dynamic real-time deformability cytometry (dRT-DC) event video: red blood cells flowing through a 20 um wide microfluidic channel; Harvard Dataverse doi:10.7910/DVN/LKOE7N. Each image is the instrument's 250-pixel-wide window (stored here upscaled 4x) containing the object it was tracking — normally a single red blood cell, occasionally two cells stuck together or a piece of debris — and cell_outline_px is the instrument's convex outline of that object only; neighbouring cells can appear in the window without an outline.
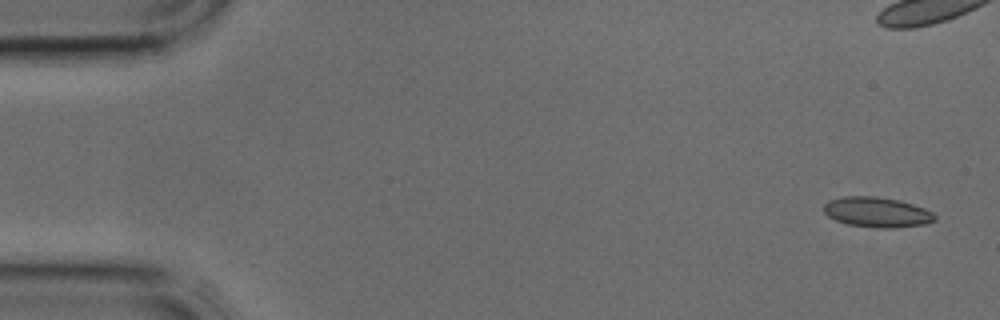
{"species": "common noctule bat (a hibernating species)", "species_latin": "Nyctalus noctula", "temperature_condition": "cold", "stored_images_in_passage": 6, "camera_frame_rate_fps": 3000, "um_per_image_px": 0.085, "animal": {"sex": "male", "body_mass_g": 17.9, "forearm_length_mm": 54.2}, "frame": {"image": 1, "passage_image": 1, "time_ms": 0.0, "image_size_px": [1000, 320], "cell_outline_px": [[936, 220], [924, 224], [892, 228], [876, 228], [848, 224], [836, 220], [828, 216], [824, 212], [824, 204], [828, 200], [844, 196], [876, 196], [900, 200], [924, 208], [932, 212], [936, 216]], "centroid_in_image_um": [74.53, 18.03], "position_along_channel_um": 10.5, "area_um2": 19.54}}